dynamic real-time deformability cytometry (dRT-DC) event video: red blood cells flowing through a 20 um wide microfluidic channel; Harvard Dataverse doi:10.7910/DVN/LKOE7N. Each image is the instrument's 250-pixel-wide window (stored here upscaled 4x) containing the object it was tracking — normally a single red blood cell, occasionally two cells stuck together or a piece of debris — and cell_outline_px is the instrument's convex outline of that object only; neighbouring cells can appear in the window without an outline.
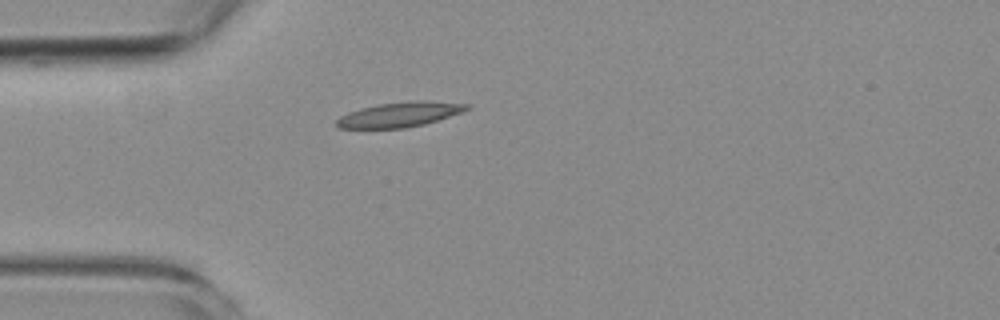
{"species": "common noctule bat (a hibernating species)", "species_latin": "Nyctalus noctula", "temperature_condition": "room temperature", "stored_images_in_passage": 1, "camera_frame_rate_fps": 3000, "um_per_image_px": 0.085, "animal": {"sex": "female", "body_mass_g": 19.3, "forearm_length_mm": 54.1}, "frame": {"image": 1, "passage_image": 1, "time_ms": 0.0, "image_size_px": [1000, 320], "cell_outline_px": [[472, 108], [424, 124], [404, 128], [340, 128], [336, 124], [336, 120], [340, 116], [348, 112], [360, 108], [380, 104], [412, 100], [424, 100], [472, 104]], "centroid_in_image_um": [33.99, 9.72], "position_along_channel_um": 51.0, "area_um2": 18.79}}